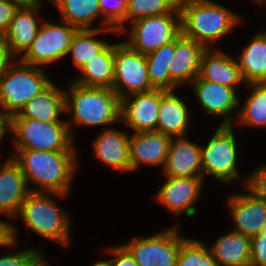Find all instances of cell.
Here are the masks:
<instances>
[{
    "instance_id": "20",
    "label": "cell",
    "mask_w": 266,
    "mask_h": 266,
    "mask_svg": "<svg viewBox=\"0 0 266 266\" xmlns=\"http://www.w3.org/2000/svg\"><path fill=\"white\" fill-rule=\"evenodd\" d=\"M63 112L65 113V90L57 87L52 81L11 118H30L56 123L61 121L59 118Z\"/></svg>"
},
{
    "instance_id": "6",
    "label": "cell",
    "mask_w": 266,
    "mask_h": 266,
    "mask_svg": "<svg viewBox=\"0 0 266 266\" xmlns=\"http://www.w3.org/2000/svg\"><path fill=\"white\" fill-rule=\"evenodd\" d=\"M27 228L47 240L69 245V217L48 192H30L18 213Z\"/></svg>"
},
{
    "instance_id": "19",
    "label": "cell",
    "mask_w": 266,
    "mask_h": 266,
    "mask_svg": "<svg viewBox=\"0 0 266 266\" xmlns=\"http://www.w3.org/2000/svg\"><path fill=\"white\" fill-rule=\"evenodd\" d=\"M206 48L180 34L175 39V54L169 66L171 79L178 85L192 82L199 74L201 58Z\"/></svg>"
},
{
    "instance_id": "40",
    "label": "cell",
    "mask_w": 266,
    "mask_h": 266,
    "mask_svg": "<svg viewBox=\"0 0 266 266\" xmlns=\"http://www.w3.org/2000/svg\"><path fill=\"white\" fill-rule=\"evenodd\" d=\"M16 227L10 223L0 220V246L12 247L16 245Z\"/></svg>"
},
{
    "instance_id": "42",
    "label": "cell",
    "mask_w": 266,
    "mask_h": 266,
    "mask_svg": "<svg viewBox=\"0 0 266 266\" xmlns=\"http://www.w3.org/2000/svg\"><path fill=\"white\" fill-rule=\"evenodd\" d=\"M12 5H14L17 9H36L41 8L43 5L41 0H8Z\"/></svg>"
},
{
    "instance_id": "43",
    "label": "cell",
    "mask_w": 266,
    "mask_h": 266,
    "mask_svg": "<svg viewBox=\"0 0 266 266\" xmlns=\"http://www.w3.org/2000/svg\"><path fill=\"white\" fill-rule=\"evenodd\" d=\"M11 128V117L6 115L4 112H0V141L6 133V129L10 131Z\"/></svg>"
},
{
    "instance_id": "5",
    "label": "cell",
    "mask_w": 266,
    "mask_h": 266,
    "mask_svg": "<svg viewBox=\"0 0 266 266\" xmlns=\"http://www.w3.org/2000/svg\"><path fill=\"white\" fill-rule=\"evenodd\" d=\"M19 62L0 77V107L10 117L52 82L39 66Z\"/></svg>"
},
{
    "instance_id": "21",
    "label": "cell",
    "mask_w": 266,
    "mask_h": 266,
    "mask_svg": "<svg viewBox=\"0 0 266 266\" xmlns=\"http://www.w3.org/2000/svg\"><path fill=\"white\" fill-rule=\"evenodd\" d=\"M115 130H104L93 143L95 157L113 169L130 172V137Z\"/></svg>"
},
{
    "instance_id": "15",
    "label": "cell",
    "mask_w": 266,
    "mask_h": 266,
    "mask_svg": "<svg viewBox=\"0 0 266 266\" xmlns=\"http://www.w3.org/2000/svg\"><path fill=\"white\" fill-rule=\"evenodd\" d=\"M18 164L8 158L0 169V214L17 218L21 205L31 192Z\"/></svg>"
},
{
    "instance_id": "37",
    "label": "cell",
    "mask_w": 266,
    "mask_h": 266,
    "mask_svg": "<svg viewBox=\"0 0 266 266\" xmlns=\"http://www.w3.org/2000/svg\"><path fill=\"white\" fill-rule=\"evenodd\" d=\"M245 180L243 187L249 190L257 199L266 203V165L259 167Z\"/></svg>"
},
{
    "instance_id": "41",
    "label": "cell",
    "mask_w": 266,
    "mask_h": 266,
    "mask_svg": "<svg viewBox=\"0 0 266 266\" xmlns=\"http://www.w3.org/2000/svg\"><path fill=\"white\" fill-rule=\"evenodd\" d=\"M12 58H15V56L12 54L4 37L0 36V77L7 71L11 64H13Z\"/></svg>"
},
{
    "instance_id": "9",
    "label": "cell",
    "mask_w": 266,
    "mask_h": 266,
    "mask_svg": "<svg viewBox=\"0 0 266 266\" xmlns=\"http://www.w3.org/2000/svg\"><path fill=\"white\" fill-rule=\"evenodd\" d=\"M202 177L211 174L230 183L239 177L236 169L237 146L232 125H220L206 147L201 146Z\"/></svg>"
},
{
    "instance_id": "32",
    "label": "cell",
    "mask_w": 266,
    "mask_h": 266,
    "mask_svg": "<svg viewBox=\"0 0 266 266\" xmlns=\"http://www.w3.org/2000/svg\"><path fill=\"white\" fill-rule=\"evenodd\" d=\"M176 266H219V264L202 241L186 238L180 245Z\"/></svg>"
},
{
    "instance_id": "14",
    "label": "cell",
    "mask_w": 266,
    "mask_h": 266,
    "mask_svg": "<svg viewBox=\"0 0 266 266\" xmlns=\"http://www.w3.org/2000/svg\"><path fill=\"white\" fill-rule=\"evenodd\" d=\"M193 82V90L202 108L213 116H225L221 125H232L231 113L239 105L236 88L204 80L197 76Z\"/></svg>"
},
{
    "instance_id": "13",
    "label": "cell",
    "mask_w": 266,
    "mask_h": 266,
    "mask_svg": "<svg viewBox=\"0 0 266 266\" xmlns=\"http://www.w3.org/2000/svg\"><path fill=\"white\" fill-rule=\"evenodd\" d=\"M202 187V177H167L156 199L175 215L185 212L191 218L196 214L192 205L197 201Z\"/></svg>"
},
{
    "instance_id": "33",
    "label": "cell",
    "mask_w": 266,
    "mask_h": 266,
    "mask_svg": "<svg viewBox=\"0 0 266 266\" xmlns=\"http://www.w3.org/2000/svg\"><path fill=\"white\" fill-rule=\"evenodd\" d=\"M177 5L171 0H128L126 20L132 22L171 13Z\"/></svg>"
},
{
    "instance_id": "30",
    "label": "cell",
    "mask_w": 266,
    "mask_h": 266,
    "mask_svg": "<svg viewBox=\"0 0 266 266\" xmlns=\"http://www.w3.org/2000/svg\"><path fill=\"white\" fill-rule=\"evenodd\" d=\"M106 31L117 32L114 29L99 27L97 29H80L73 35L67 54L72 53L74 65L79 70L109 44L106 40L94 39L99 32Z\"/></svg>"
},
{
    "instance_id": "10",
    "label": "cell",
    "mask_w": 266,
    "mask_h": 266,
    "mask_svg": "<svg viewBox=\"0 0 266 266\" xmlns=\"http://www.w3.org/2000/svg\"><path fill=\"white\" fill-rule=\"evenodd\" d=\"M41 24L31 47L21 58L22 62L39 67L67 56L72 37L78 30L64 21L60 25Z\"/></svg>"
},
{
    "instance_id": "7",
    "label": "cell",
    "mask_w": 266,
    "mask_h": 266,
    "mask_svg": "<svg viewBox=\"0 0 266 266\" xmlns=\"http://www.w3.org/2000/svg\"><path fill=\"white\" fill-rule=\"evenodd\" d=\"M112 89L120 99L131 94L154 90L148 75L146 56L131 49L125 41L114 44Z\"/></svg>"
},
{
    "instance_id": "26",
    "label": "cell",
    "mask_w": 266,
    "mask_h": 266,
    "mask_svg": "<svg viewBox=\"0 0 266 266\" xmlns=\"http://www.w3.org/2000/svg\"><path fill=\"white\" fill-rule=\"evenodd\" d=\"M241 75L246 84L266 82V32L254 36L237 56Z\"/></svg>"
},
{
    "instance_id": "46",
    "label": "cell",
    "mask_w": 266,
    "mask_h": 266,
    "mask_svg": "<svg viewBox=\"0 0 266 266\" xmlns=\"http://www.w3.org/2000/svg\"><path fill=\"white\" fill-rule=\"evenodd\" d=\"M262 1L265 2L264 0H254V2H258V3H262Z\"/></svg>"
},
{
    "instance_id": "22",
    "label": "cell",
    "mask_w": 266,
    "mask_h": 266,
    "mask_svg": "<svg viewBox=\"0 0 266 266\" xmlns=\"http://www.w3.org/2000/svg\"><path fill=\"white\" fill-rule=\"evenodd\" d=\"M174 91L160 89L157 132L171 137H184L189 124V109Z\"/></svg>"
},
{
    "instance_id": "39",
    "label": "cell",
    "mask_w": 266,
    "mask_h": 266,
    "mask_svg": "<svg viewBox=\"0 0 266 266\" xmlns=\"http://www.w3.org/2000/svg\"><path fill=\"white\" fill-rule=\"evenodd\" d=\"M17 8L8 0H0V36L8 31Z\"/></svg>"
},
{
    "instance_id": "17",
    "label": "cell",
    "mask_w": 266,
    "mask_h": 266,
    "mask_svg": "<svg viewBox=\"0 0 266 266\" xmlns=\"http://www.w3.org/2000/svg\"><path fill=\"white\" fill-rule=\"evenodd\" d=\"M228 208L236 224L234 231L252 238L266 222V203L252 193L230 196Z\"/></svg>"
},
{
    "instance_id": "11",
    "label": "cell",
    "mask_w": 266,
    "mask_h": 266,
    "mask_svg": "<svg viewBox=\"0 0 266 266\" xmlns=\"http://www.w3.org/2000/svg\"><path fill=\"white\" fill-rule=\"evenodd\" d=\"M178 230L171 227L145 239L132 238L123 246L130 252L138 266H176L181 243Z\"/></svg>"
},
{
    "instance_id": "29",
    "label": "cell",
    "mask_w": 266,
    "mask_h": 266,
    "mask_svg": "<svg viewBox=\"0 0 266 266\" xmlns=\"http://www.w3.org/2000/svg\"><path fill=\"white\" fill-rule=\"evenodd\" d=\"M64 21L78 30L93 29L91 24L101 16L99 0H50Z\"/></svg>"
},
{
    "instance_id": "31",
    "label": "cell",
    "mask_w": 266,
    "mask_h": 266,
    "mask_svg": "<svg viewBox=\"0 0 266 266\" xmlns=\"http://www.w3.org/2000/svg\"><path fill=\"white\" fill-rule=\"evenodd\" d=\"M252 92L241 107L237 124L266 127V82L247 84Z\"/></svg>"
},
{
    "instance_id": "18",
    "label": "cell",
    "mask_w": 266,
    "mask_h": 266,
    "mask_svg": "<svg viewBox=\"0 0 266 266\" xmlns=\"http://www.w3.org/2000/svg\"><path fill=\"white\" fill-rule=\"evenodd\" d=\"M172 137L157 131L138 132L130 136L131 171L140 164L164 167Z\"/></svg>"
},
{
    "instance_id": "1",
    "label": "cell",
    "mask_w": 266,
    "mask_h": 266,
    "mask_svg": "<svg viewBox=\"0 0 266 266\" xmlns=\"http://www.w3.org/2000/svg\"><path fill=\"white\" fill-rule=\"evenodd\" d=\"M12 159L18 164L29 181L41 189H30L32 192H48L59 197L67 196L70 182L75 174V151H44L16 149Z\"/></svg>"
},
{
    "instance_id": "4",
    "label": "cell",
    "mask_w": 266,
    "mask_h": 266,
    "mask_svg": "<svg viewBox=\"0 0 266 266\" xmlns=\"http://www.w3.org/2000/svg\"><path fill=\"white\" fill-rule=\"evenodd\" d=\"M69 121L45 123L30 118H11L15 149L44 151H75ZM71 128V129H70Z\"/></svg>"
},
{
    "instance_id": "34",
    "label": "cell",
    "mask_w": 266,
    "mask_h": 266,
    "mask_svg": "<svg viewBox=\"0 0 266 266\" xmlns=\"http://www.w3.org/2000/svg\"><path fill=\"white\" fill-rule=\"evenodd\" d=\"M99 8L101 15L106 16L101 23L103 27L107 26V29H114L122 34L127 30L123 24L126 21L128 0H99Z\"/></svg>"
},
{
    "instance_id": "36",
    "label": "cell",
    "mask_w": 266,
    "mask_h": 266,
    "mask_svg": "<svg viewBox=\"0 0 266 266\" xmlns=\"http://www.w3.org/2000/svg\"><path fill=\"white\" fill-rule=\"evenodd\" d=\"M250 266H266V222L250 238Z\"/></svg>"
},
{
    "instance_id": "16",
    "label": "cell",
    "mask_w": 266,
    "mask_h": 266,
    "mask_svg": "<svg viewBox=\"0 0 266 266\" xmlns=\"http://www.w3.org/2000/svg\"><path fill=\"white\" fill-rule=\"evenodd\" d=\"M163 168L165 177H202L201 146L172 137Z\"/></svg>"
},
{
    "instance_id": "35",
    "label": "cell",
    "mask_w": 266,
    "mask_h": 266,
    "mask_svg": "<svg viewBox=\"0 0 266 266\" xmlns=\"http://www.w3.org/2000/svg\"><path fill=\"white\" fill-rule=\"evenodd\" d=\"M39 249H27L0 257V266H46Z\"/></svg>"
},
{
    "instance_id": "45",
    "label": "cell",
    "mask_w": 266,
    "mask_h": 266,
    "mask_svg": "<svg viewBox=\"0 0 266 266\" xmlns=\"http://www.w3.org/2000/svg\"><path fill=\"white\" fill-rule=\"evenodd\" d=\"M173 1L178 7L187 2L188 0H171Z\"/></svg>"
},
{
    "instance_id": "38",
    "label": "cell",
    "mask_w": 266,
    "mask_h": 266,
    "mask_svg": "<svg viewBox=\"0 0 266 266\" xmlns=\"http://www.w3.org/2000/svg\"><path fill=\"white\" fill-rule=\"evenodd\" d=\"M115 257L111 259L112 266H138L130 252L123 246H113L107 249Z\"/></svg>"
},
{
    "instance_id": "28",
    "label": "cell",
    "mask_w": 266,
    "mask_h": 266,
    "mask_svg": "<svg viewBox=\"0 0 266 266\" xmlns=\"http://www.w3.org/2000/svg\"><path fill=\"white\" fill-rule=\"evenodd\" d=\"M175 54V40L146 54L148 75L154 89L172 91L178 85L171 79L169 66Z\"/></svg>"
},
{
    "instance_id": "3",
    "label": "cell",
    "mask_w": 266,
    "mask_h": 266,
    "mask_svg": "<svg viewBox=\"0 0 266 266\" xmlns=\"http://www.w3.org/2000/svg\"><path fill=\"white\" fill-rule=\"evenodd\" d=\"M65 91V112L75 124L96 126L121 121V99L112 88L90 87L71 82Z\"/></svg>"
},
{
    "instance_id": "23",
    "label": "cell",
    "mask_w": 266,
    "mask_h": 266,
    "mask_svg": "<svg viewBox=\"0 0 266 266\" xmlns=\"http://www.w3.org/2000/svg\"><path fill=\"white\" fill-rule=\"evenodd\" d=\"M210 50L206 49L203 52L198 76L237 90L234 85L244 81L237 60L220 50Z\"/></svg>"
},
{
    "instance_id": "8",
    "label": "cell",
    "mask_w": 266,
    "mask_h": 266,
    "mask_svg": "<svg viewBox=\"0 0 266 266\" xmlns=\"http://www.w3.org/2000/svg\"><path fill=\"white\" fill-rule=\"evenodd\" d=\"M131 23L133 24L129 30L130 40L125 43L143 55L175 40L181 34V15L178 6L171 13L146 17Z\"/></svg>"
},
{
    "instance_id": "24",
    "label": "cell",
    "mask_w": 266,
    "mask_h": 266,
    "mask_svg": "<svg viewBox=\"0 0 266 266\" xmlns=\"http://www.w3.org/2000/svg\"><path fill=\"white\" fill-rule=\"evenodd\" d=\"M39 10L41 9L16 10L9 29L3 36L14 56L24 55L31 47L40 27L35 16Z\"/></svg>"
},
{
    "instance_id": "27",
    "label": "cell",
    "mask_w": 266,
    "mask_h": 266,
    "mask_svg": "<svg viewBox=\"0 0 266 266\" xmlns=\"http://www.w3.org/2000/svg\"><path fill=\"white\" fill-rule=\"evenodd\" d=\"M76 84L112 88L114 83V44H108L100 53L88 61L81 69Z\"/></svg>"
},
{
    "instance_id": "12",
    "label": "cell",
    "mask_w": 266,
    "mask_h": 266,
    "mask_svg": "<svg viewBox=\"0 0 266 266\" xmlns=\"http://www.w3.org/2000/svg\"><path fill=\"white\" fill-rule=\"evenodd\" d=\"M159 107L160 89L131 94L121 99V121L135 133L156 131Z\"/></svg>"
},
{
    "instance_id": "2",
    "label": "cell",
    "mask_w": 266,
    "mask_h": 266,
    "mask_svg": "<svg viewBox=\"0 0 266 266\" xmlns=\"http://www.w3.org/2000/svg\"><path fill=\"white\" fill-rule=\"evenodd\" d=\"M179 11L181 34L206 49L240 22L239 16L211 0H188L179 6Z\"/></svg>"
},
{
    "instance_id": "44",
    "label": "cell",
    "mask_w": 266,
    "mask_h": 266,
    "mask_svg": "<svg viewBox=\"0 0 266 266\" xmlns=\"http://www.w3.org/2000/svg\"><path fill=\"white\" fill-rule=\"evenodd\" d=\"M92 266H112L111 260H98Z\"/></svg>"
},
{
    "instance_id": "25",
    "label": "cell",
    "mask_w": 266,
    "mask_h": 266,
    "mask_svg": "<svg viewBox=\"0 0 266 266\" xmlns=\"http://www.w3.org/2000/svg\"><path fill=\"white\" fill-rule=\"evenodd\" d=\"M210 253L219 266H250V238L232 230L220 236Z\"/></svg>"
}]
</instances>
